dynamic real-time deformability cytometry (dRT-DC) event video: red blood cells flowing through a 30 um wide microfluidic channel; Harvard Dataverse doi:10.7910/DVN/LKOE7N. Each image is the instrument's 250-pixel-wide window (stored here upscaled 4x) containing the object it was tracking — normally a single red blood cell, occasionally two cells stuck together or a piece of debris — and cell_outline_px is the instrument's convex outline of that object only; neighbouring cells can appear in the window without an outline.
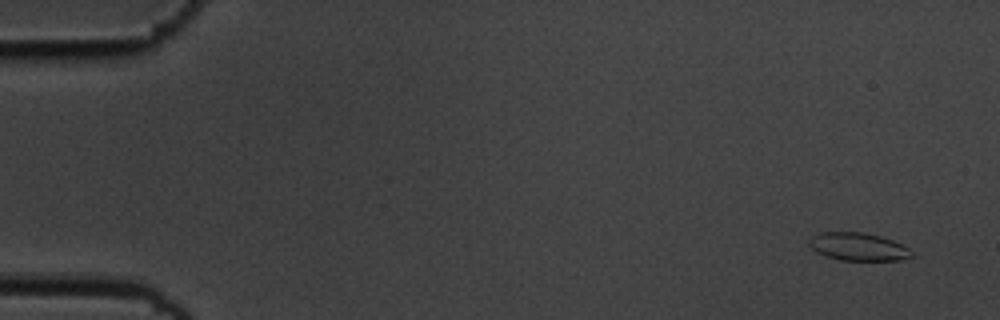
{"species": "common noctule bat (a hibernating species)", "species_latin": "Nyctalus noctula", "temperature_condition": "cold", "stored_images_in_passage": 6, "camera_frame_rate_fps": 3000, "um_per_image_px": 0.085, "animal": {"sex": "male", "body_mass_g": 19.5, "forearm_length_mm": 54.6}, "frame": {"image": 1, "passage_image": 1, "time_ms": 0.0, "image_size_px": [1000, 320], "cell_outline_px": [[912, 256], [900, 260], [840, 260], [824, 256], [816, 252], [808, 244], [808, 240], [812, 236], [820, 232], [864, 232], [880, 236], [892, 240], [908, 248], [912, 252]], "centroid_in_image_um": [72.9, 20.97], "position_along_channel_um": 12.1, "area_um2": 16.65}}